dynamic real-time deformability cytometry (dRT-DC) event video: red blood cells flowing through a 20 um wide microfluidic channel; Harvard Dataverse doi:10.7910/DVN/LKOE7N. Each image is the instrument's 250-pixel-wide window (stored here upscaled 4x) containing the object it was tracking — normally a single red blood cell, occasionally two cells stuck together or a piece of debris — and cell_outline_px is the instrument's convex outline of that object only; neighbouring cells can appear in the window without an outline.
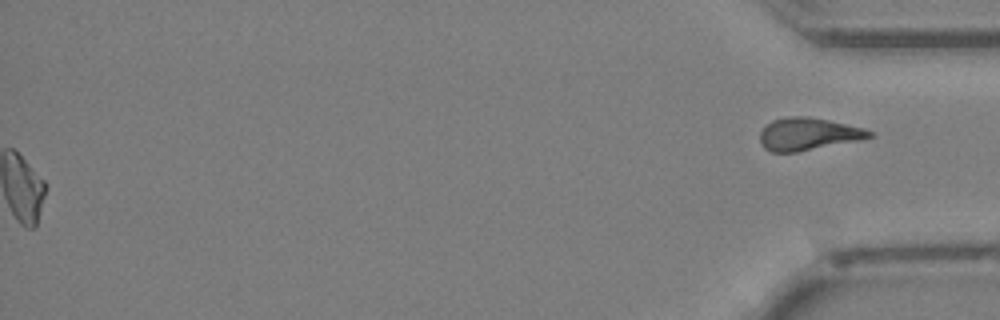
{"species": "Egyptian fruit bat (a non-hibernating species)", "species_latin": "Rousettus aegyptiacus", "temperature_condition": "cold", "stored_images_in_passage": 41, "segment_of_instrument_passage": [2, 2], "camera_frame_rate_fps": 3000, "um_per_image_px": 0.085, "animal": {"sex": "female"}, "frame": {"image": 1, "passage_image": 41, "time_ms": 13.333, "image_size_px": [1000, 320], "cell_outline_px": [[876, 136], [860, 140], [796, 152], [772, 152], [764, 148], [760, 144], [760, 132], [772, 120], [792, 116], [808, 116], [828, 120], [864, 128], [876, 132]], "centroid_in_image_um": [68.73, 11.39], "position_along_channel_um": 366.5, "area_um2": 20.75}}